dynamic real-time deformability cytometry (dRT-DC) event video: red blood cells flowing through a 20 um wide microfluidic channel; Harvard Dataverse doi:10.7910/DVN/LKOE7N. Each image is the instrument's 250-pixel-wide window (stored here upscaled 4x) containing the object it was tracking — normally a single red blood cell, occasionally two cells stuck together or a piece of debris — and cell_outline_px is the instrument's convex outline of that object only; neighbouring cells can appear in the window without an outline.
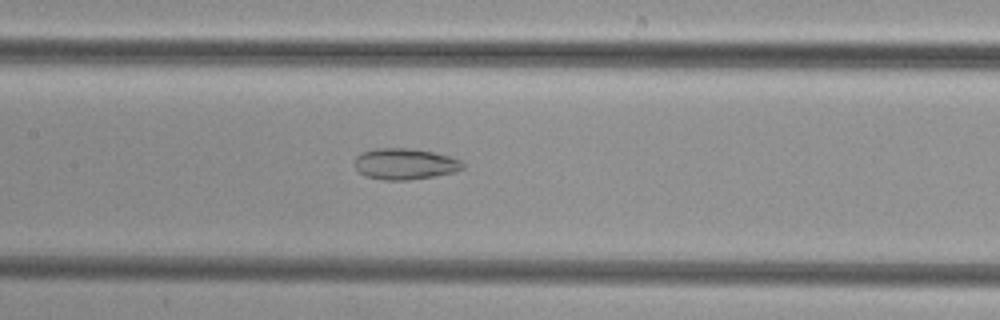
{"species": "common noctule bat (a hibernating species)", "species_latin": "Nyctalus noctula", "temperature_condition": "cold", "stored_images_in_passage": 50, "camera_frame_rate_fps": 3000, "um_per_image_px": 0.085, "animal": {"sex": "female", "body_mass_g": 29.2, "forearm_length_mm": 56.3}, "frame": {"image": 1, "passage_image": 24, "time_ms": 7.667, "image_size_px": [1000, 320], "cell_outline_px": [[464, 168], [456, 172], [436, 176], [408, 180], [384, 180], [364, 176], [356, 168], [356, 156], [360, 152], [376, 148], [408, 148], [432, 152], [448, 156], [460, 160], [464, 164]], "centroid_in_image_um": [34.42, 13.94], "position_along_channel_um": 173.0, "area_um2": 19.65}}
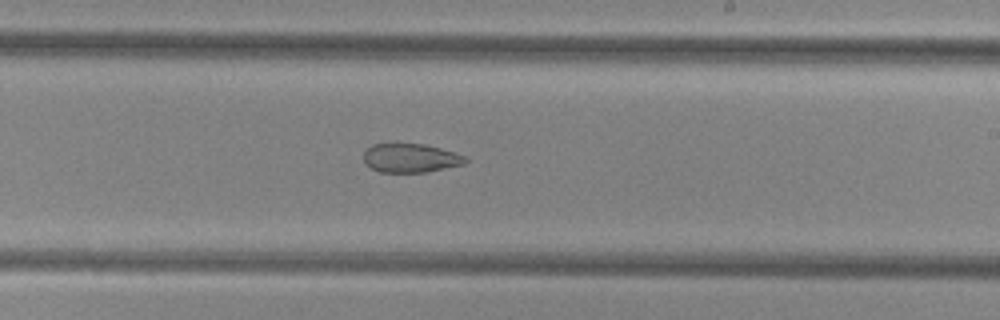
{"frame": {"image": 2, "passage_image": 30, "time_ms": 9.667, "image_size_px": [1000, 320], "cell_outline_px": [[468, 160], [464, 164], [428, 172], [380, 172], [364, 164], [364, 152], [372, 144], [424, 144], [440, 148], [464, 156]], "centroid_in_image_um": [34.88, 13.44], "position_along_channel_um": 254.1, "area_um2": 16.99}}
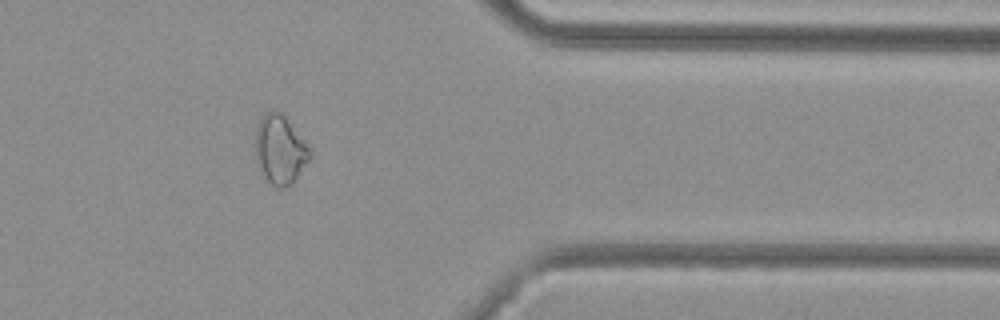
{"frame": {"image": 3, "passage_image": 41, "time_ms": 13.333, "image_size_px": [1000, 320], "cell_outline_px": [[312, 156], [296, 180], [292, 184], [284, 188], [276, 188], [256, 168], [256, 128], [260, 120], [272, 108], [280, 112], [284, 116], [312, 148]], "centroid_in_image_um": [23.83, 12.76], "position_along_channel_um": 387.6, "area_um2": 22.2}}